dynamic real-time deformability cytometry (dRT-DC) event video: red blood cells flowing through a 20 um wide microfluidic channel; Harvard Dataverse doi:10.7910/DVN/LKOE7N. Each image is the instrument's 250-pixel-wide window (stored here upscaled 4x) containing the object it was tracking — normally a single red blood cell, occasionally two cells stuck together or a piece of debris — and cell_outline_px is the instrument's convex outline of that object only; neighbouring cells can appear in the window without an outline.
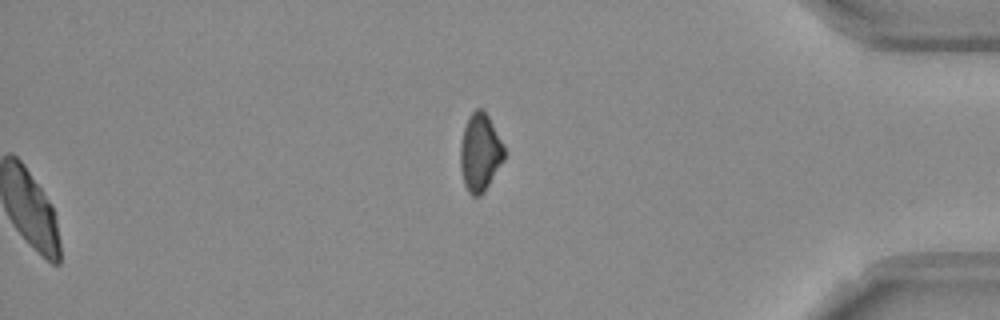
{"species": "Egyptian fruit bat (a non-hibernating species)", "species_latin": "Rousettus aegyptiacus", "temperature_condition": "room temperature", "stored_images_in_passage": 53, "segment_of_instrument_passage": [2, 2], "camera_frame_rate_fps": 3000, "um_per_image_px": 0.085, "frame": {"image": 1, "passage_image": 53, "time_ms": 17.333, "image_size_px": [1000, 320], "cell_outline_px": [[504, 160], [484, 192], [480, 196], [472, 196], [468, 192], [464, 184], [460, 168], [460, 144], [464, 128], [468, 116], [476, 108], [484, 108], [504, 148]], "centroid_in_image_um": [40.78, 12.97], "position_along_channel_um": 394.4, "area_um2": 19.83}}